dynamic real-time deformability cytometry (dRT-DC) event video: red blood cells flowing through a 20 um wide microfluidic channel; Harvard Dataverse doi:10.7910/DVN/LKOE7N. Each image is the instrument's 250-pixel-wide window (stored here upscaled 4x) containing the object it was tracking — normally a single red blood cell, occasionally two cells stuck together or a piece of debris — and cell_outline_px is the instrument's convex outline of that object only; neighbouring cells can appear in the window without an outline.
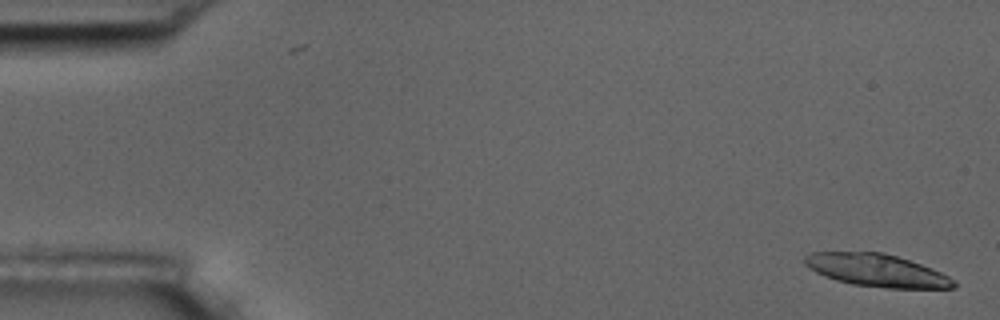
{"species": "common noctule bat (a hibernating species)", "species_latin": "Nyctalus noctula", "temperature_condition": "room temperature", "stored_images_in_passage": 16, "camera_frame_rate_fps": 3000, "um_per_image_px": 0.085, "animal": {"sex": "male", "body_mass_g": 17.5, "forearm_length_mm": 52.3}, "frame": {"image": 1, "passage_image": 1, "time_ms": 0.0, "image_size_px": [1000, 320], "cell_outline_px": [[956, 288], [888, 288], [852, 284], [836, 280], [824, 276], [816, 272], [804, 264], [804, 256], [812, 252], [884, 252], [932, 268], [948, 276], [956, 284]], "centroid_in_image_um": [74.5, 22.98], "position_along_channel_um": 10.5, "area_um2": 28.09}}
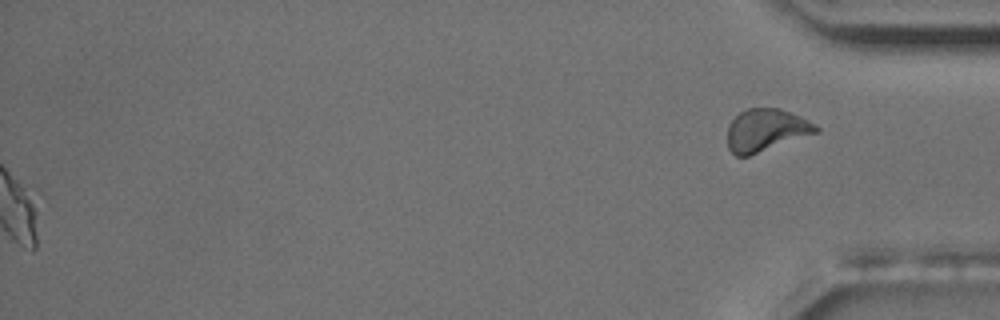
{"frame": {"image": 2, "passage_image": 16, "time_ms": 19.0, "image_size_px": [1000, 320], "cell_outline_px": [[820, 128], [816, 132], [748, 156], [736, 156], [728, 148], [728, 124], [740, 112], [748, 108], [780, 108], [800, 116], [816, 124]], "centroid_in_image_um": [65.08, 11.05], "position_along_channel_um": 370.1, "area_um2": 21.56}}